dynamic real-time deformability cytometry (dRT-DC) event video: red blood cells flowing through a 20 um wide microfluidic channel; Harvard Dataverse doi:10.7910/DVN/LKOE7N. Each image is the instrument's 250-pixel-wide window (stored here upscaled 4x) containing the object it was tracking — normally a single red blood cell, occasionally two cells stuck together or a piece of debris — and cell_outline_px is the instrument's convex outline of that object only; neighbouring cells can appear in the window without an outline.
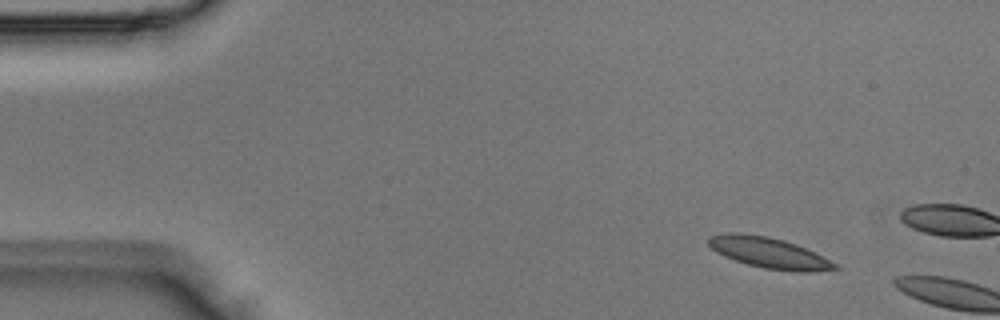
{"species": "Egyptian fruit bat (a non-hibernating species)", "species_latin": "Rousettus aegyptiacus", "temperature_condition": "room temperature", "stored_images_in_passage": 3, "camera_frame_rate_fps": 3000, "um_per_image_px": 0.085, "animal": {"sex": "male"}, "frame": {"image": 1, "passage_image": 1, "time_ms": 0.0, "image_size_px": [1000, 320], "cell_outline_px": [[840, 268], [808, 272], [792, 272], [764, 268], [748, 264], [724, 256], [716, 252], [708, 244], [708, 236], [728, 232], [740, 232], [768, 236], [784, 240], [796, 244], [836, 264]], "centroid_in_image_um": [65.3, 21.47], "position_along_channel_um": 19.7, "area_um2": 22.48}}